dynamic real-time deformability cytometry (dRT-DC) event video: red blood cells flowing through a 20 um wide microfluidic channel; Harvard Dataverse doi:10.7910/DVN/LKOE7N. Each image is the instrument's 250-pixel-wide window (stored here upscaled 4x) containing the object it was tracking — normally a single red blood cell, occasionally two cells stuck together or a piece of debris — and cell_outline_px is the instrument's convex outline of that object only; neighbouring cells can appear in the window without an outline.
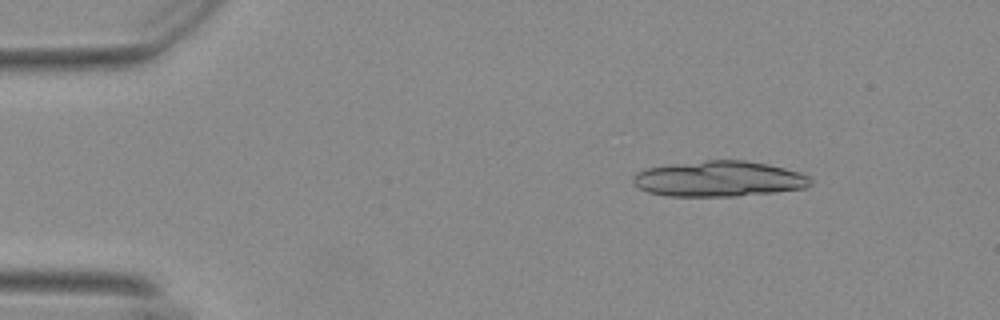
{"species": "Egyptian fruit bat (a non-hibernating species)", "species_latin": "Rousettus aegyptiacus", "temperature_condition": "warm", "stored_images_in_passage": 14, "camera_frame_rate_fps": 3000, "um_per_image_px": 0.085, "animal": {"sex": "female"}, "frame": {"image": 1, "passage_image": 7, "time_ms": 2.0, "image_size_px": [1000, 320], "cell_outline_px": [[812, 184], [804, 188], [776, 192], [736, 196], [668, 196], [648, 192], [640, 188], [632, 180], [632, 176], [636, 172], [648, 168], [672, 164], [708, 160], [744, 160], [768, 164], [800, 172], [812, 176]], "centroid_in_image_um": [61.15, 15.2], "position_along_channel_um": 23.8, "area_um2": 36.88}}